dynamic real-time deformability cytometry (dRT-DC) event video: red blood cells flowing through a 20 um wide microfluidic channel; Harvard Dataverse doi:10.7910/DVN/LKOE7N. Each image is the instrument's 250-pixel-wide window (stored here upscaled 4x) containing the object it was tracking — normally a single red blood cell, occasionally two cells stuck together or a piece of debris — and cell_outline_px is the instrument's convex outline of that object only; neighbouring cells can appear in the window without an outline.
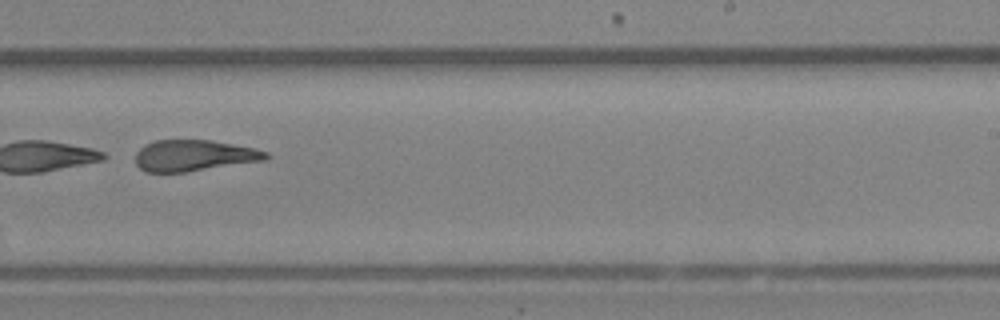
{"species": "Egyptian fruit bat (a non-hibernating species)", "species_latin": "Rousettus aegyptiacus", "temperature_condition": "room temperature", "stored_images_in_passage": 46, "camera_frame_rate_fps": 3000, "um_per_image_px": 0.085, "animal": {"sex": "female"}, "frame": {"image": 1, "passage_image": 29, "time_ms": 9.333, "image_size_px": [1000, 320], "cell_outline_px": [[272, 156], [268, 160], [184, 172], [144, 172], [136, 164], [136, 152], [144, 144], [156, 140], [212, 140], [256, 148], [268, 152]], "centroid_in_image_um": [16.53, 13.22], "position_along_channel_um": 272.5, "area_um2": 23.99}}
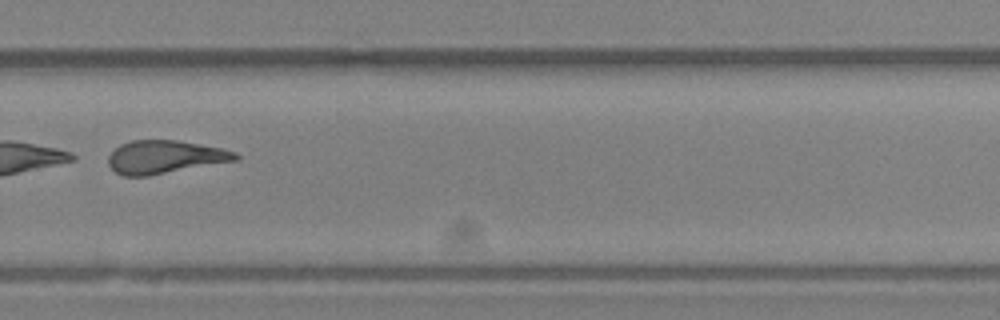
{"frame": {"image": 2, "passage_image": 32, "time_ms": 10.333, "image_size_px": [1000, 320], "cell_outline_px": [[240, 160], [148, 176], [124, 176], [116, 172], [108, 164], [108, 156], [120, 144], [132, 140], [176, 140], [224, 148], [236, 152], [240, 156]], "centroid_in_image_um": [14.06, 13.34], "position_along_channel_um": 315.7, "area_um2": 24.74}}